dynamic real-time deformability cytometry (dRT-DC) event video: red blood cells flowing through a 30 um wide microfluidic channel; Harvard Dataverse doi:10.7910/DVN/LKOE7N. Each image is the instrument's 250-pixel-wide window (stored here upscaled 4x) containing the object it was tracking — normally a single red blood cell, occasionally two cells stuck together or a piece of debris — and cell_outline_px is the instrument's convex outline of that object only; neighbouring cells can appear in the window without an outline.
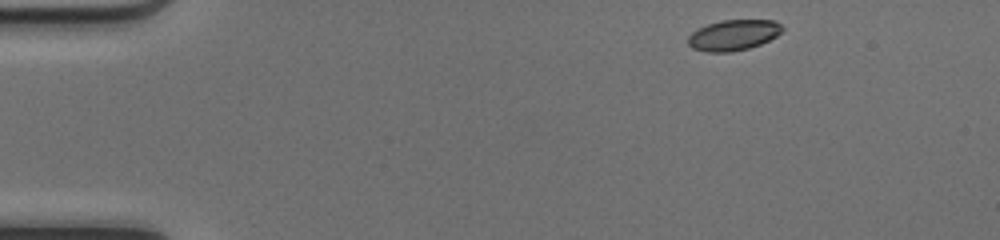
{"species": "common noctule bat (a hibernating species)", "species_latin": "Nyctalus noctula", "temperature_condition": "cold", "stored_images_in_passage": 44, "camera_frame_rate_fps": 3000, "um_per_image_px": 0.085, "animal": {"sex": "female", "body_mass_g": 17.0, "forearm_length_mm": 48.0}, "frame": {"image": 1, "passage_image": 1, "time_ms": 0.0, "image_size_px": [1000, 240], "cell_outline_px": [[784, 28], [776, 36], [760, 44], [748, 48], [732, 52], [708, 52], [692, 48], [688, 44], [688, 36], [692, 32], [708, 24], [720, 20], [776, 20]], "centroid_in_image_um": [62.34, 2.98], "position_along_channel_um": 22.7, "area_um2": 16.76}}
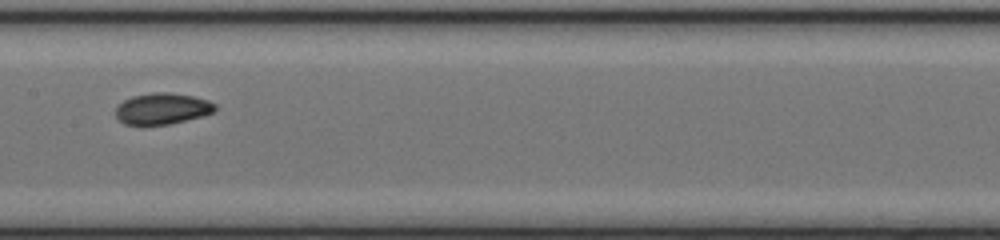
{"frame": {"image": 2, "passage_image": 20, "time_ms": 6.333, "image_size_px": [1000, 240], "cell_outline_px": [[216, 108], [212, 112], [204, 116], [168, 124], [124, 124], [116, 116], [116, 108], [124, 100], [132, 96], [152, 92], [168, 92], [192, 96], [208, 100], [216, 104]], "centroid_in_image_um": [13.81, 9.22], "position_along_channel_um": 193.6, "area_um2": 17.92}}
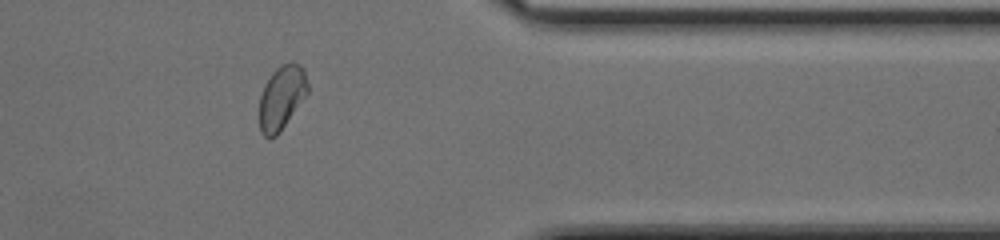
{"frame": {"image": 3, "passage_image": 35, "time_ms": 11.333, "image_size_px": [1000, 240], "cell_outline_px": [[308, 92], [280, 132], [276, 136], [268, 140], [260, 132], [260, 96], [264, 84], [272, 72], [280, 64], [296, 64], [304, 68], [308, 84]], "centroid_in_image_um": [23.92, 8.32], "position_along_channel_um": 387.5, "area_um2": 17.92}, "authors_computed_cell_mechanics": {"area_um2": 18.0336, "velocity_mm_per_s": 4.1822, "shape_relaxation_time_tau1_ms": 3.3629, "shape_relaxation_time_tau2_ms": 2.5578, "deformation_change_tau1": 0.1061, "deformation_change_tau2": 0.0489}}